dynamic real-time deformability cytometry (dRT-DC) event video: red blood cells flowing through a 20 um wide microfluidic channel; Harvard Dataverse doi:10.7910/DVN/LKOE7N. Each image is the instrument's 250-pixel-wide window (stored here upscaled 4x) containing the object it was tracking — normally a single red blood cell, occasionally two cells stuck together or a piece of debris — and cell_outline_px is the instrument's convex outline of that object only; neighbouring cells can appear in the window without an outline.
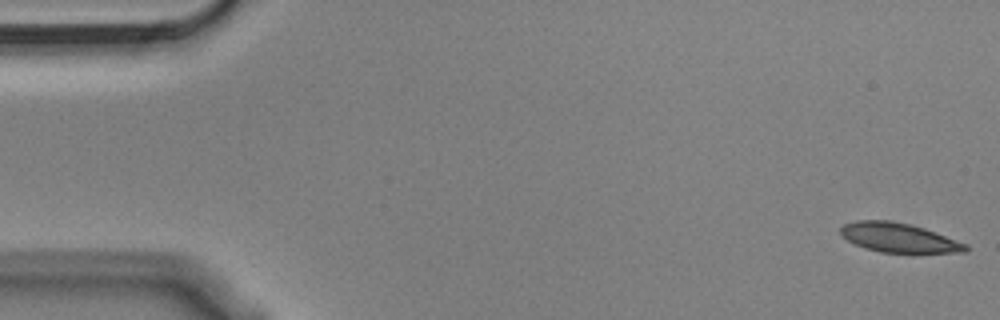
{"species": "Egyptian fruit bat (a non-hibernating species)", "species_latin": "Rousettus aegyptiacus", "temperature_condition": "cold", "stored_images_in_passage": 55, "camera_frame_rate_fps": 3000, "um_per_image_px": 0.085, "animal": {"sex": "male"}, "frame": {"image": 1, "passage_image": 1, "time_ms": 0.0, "image_size_px": [1000, 320], "cell_outline_px": [[968, 252], [880, 252], [864, 248], [848, 240], [840, 232], [840, 228], [844, 224], [856, 220], [888, 220], [908, 224], [924, 228], [968, 244]], "centroid_in_image_um": [76.39, 20.2], "position_along_channel_um": 8.6, "area_um2": 21.1}}
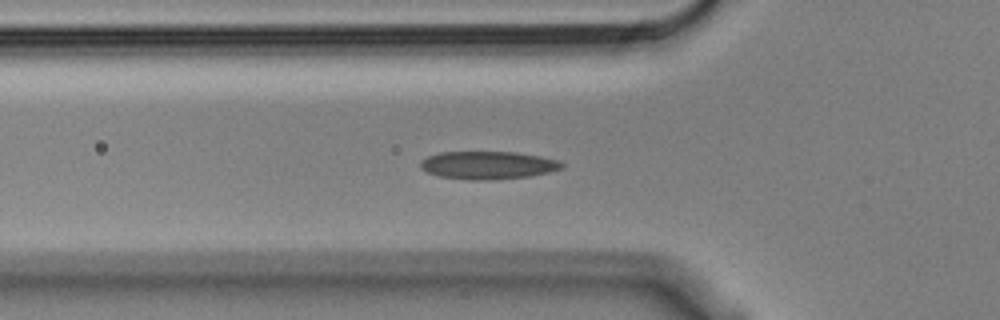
{"frame": {"image": 2, "passage_image": 18, "time_ms": 5.667, "image_size_px": [1000, 320], "cell_outline_px": [[564, 168], [548, 172], [528, 176], [488, 180], [468, 180], [440, 176], [428, 172], [420, 168], [420, 160], [428, 156], [440, 152], [516, 152], [540, 156], [556, 160], [564, 164]], "centroid_in_image_um": [41.45, 14.04], "position_along_channel_um": 84.4, "area_um2": 22.89}}
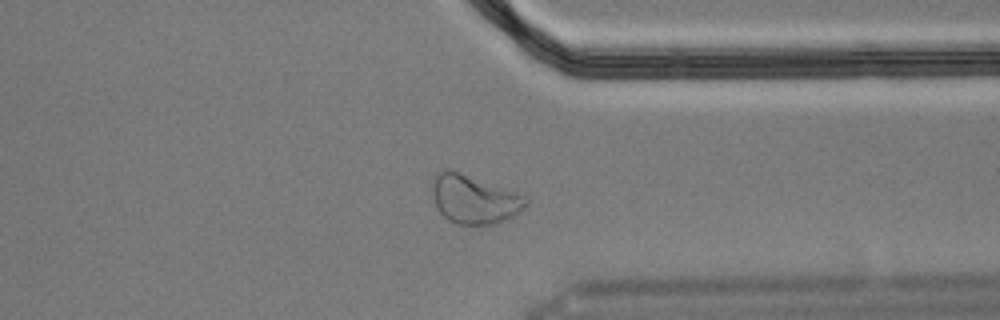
{"frame": {"image": 3, "passage_image": 42, "time_ms": 13.667, "image_size_px": [1000, 320], "cell_outline_px": [[528, 204], [512, 216], [492, 224], [456, 224], [448, 220], [440, 212], [432, 196], [432, 184], [436, 172], [444, 168], [448, 168], [460, 172], [528, 196]], "centroid_in_image_um": [40.27, 16.91], "position_along_channel_um": 371.1, "area_um2": 26.47}, "authors_computed_cell_mechanics": {"area_um2": 22.542, "velocity_mm_per_s": 3.6021, "shape_relaxation_time_tau1_ms": null, "shape_relaxation_time_tau2_ms": 3.3123, "deformation_change_tau1": null, "deformation_change_tau2": 0.1024}}